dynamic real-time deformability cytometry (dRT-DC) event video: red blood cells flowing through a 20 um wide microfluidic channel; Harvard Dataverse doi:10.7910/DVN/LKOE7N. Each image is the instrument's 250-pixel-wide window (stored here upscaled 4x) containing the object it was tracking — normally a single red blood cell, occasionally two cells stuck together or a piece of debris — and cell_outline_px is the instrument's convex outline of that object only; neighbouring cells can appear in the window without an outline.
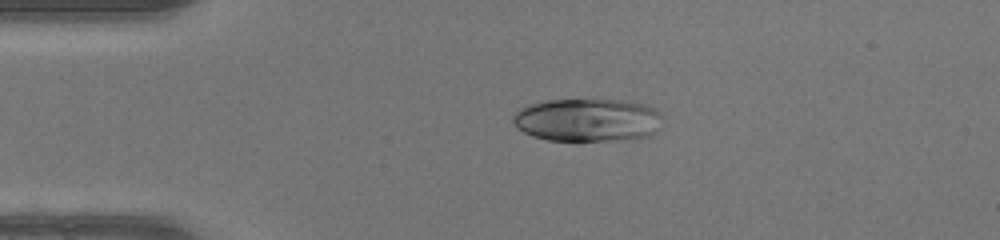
{"species": "human", "species_latin": "Homo sapiens", "temperature_condition": "warm", "stored_images_in_passage": 44, "camera_frame_rate_fps": 3000, "um_per_image_px": 0.085, "donor": {"sex": "female"}, "frame": {"image": 1, "passage_image": 6, "time_ms": 1.667, "image_size_px": [1000, 240], "cell_outline_px": [[660, 128], [656, 132], [648, 136], [608, 140], [548, 140], [532, 136], [516, 128], [512, 120], [512, 116], [524, 104], [548, 100], [624, 100], [644, 104], [656, 108], [660, 112]], "centroid_in_image_um": [49.9, 10.18], "position_along_channel_um": 35.1, "area_um2": 37.63}}
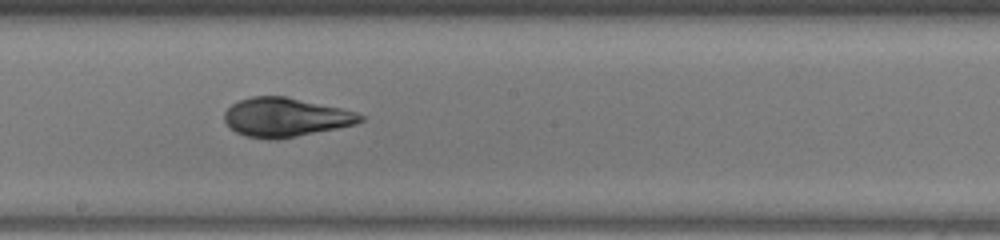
{"frame": {"image": 2, "passage_image": 22, "time_ms": 7.0, "image_size_px": [1000, 240], "cell_outline_px": [[364, 120], [356, 124], [276, 140], [268, 140], [244, 136], [228, 128], [224, 120], [224, 112], [232, 104], [240, 100], [252, 96], [284, 96], [340, 108], [356, 112], [364, 116]], "centroid_in_image_um": [24.22, 9.98], "position_along_channel_um": 224.0, "area_um2": 30.81}}
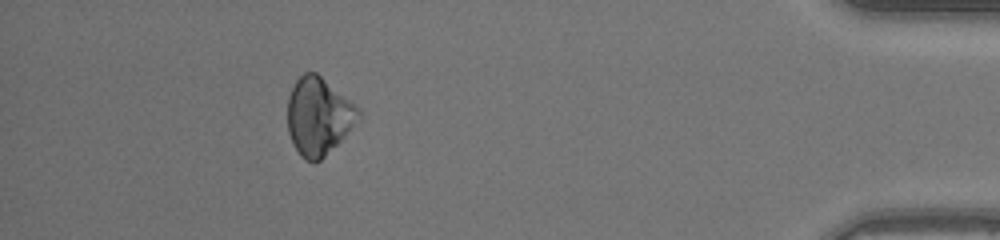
{"frame": {"image": 3, "passage_image": 39, "time_ms": 12.667, "image_size_px": [1000, 240], "cell_outline_px": [[360, 120], [316, 164], [312, 164], [304, 160], [300, 156], [288, 132], [288, 96], [296, 80], [304, 72], [316, 72], [356, 104], [360, 108]], "centroid_in_image_um": [27.08, 9.88], "position_along_channel_um": 408.1, "area_um2": 32.08}, "authors_computed_cell_mechanics": {"area_um2": 31.6744, "velocity_mm_per_s": 4.2742, "shape_relaxation_time_tau1_ms": 6.3222, "shape_relaxation_time_tau2_ms": 1.0008, "deformation_change_tau1": 0.1946, "deformation_change_tau2": 0.0574}}